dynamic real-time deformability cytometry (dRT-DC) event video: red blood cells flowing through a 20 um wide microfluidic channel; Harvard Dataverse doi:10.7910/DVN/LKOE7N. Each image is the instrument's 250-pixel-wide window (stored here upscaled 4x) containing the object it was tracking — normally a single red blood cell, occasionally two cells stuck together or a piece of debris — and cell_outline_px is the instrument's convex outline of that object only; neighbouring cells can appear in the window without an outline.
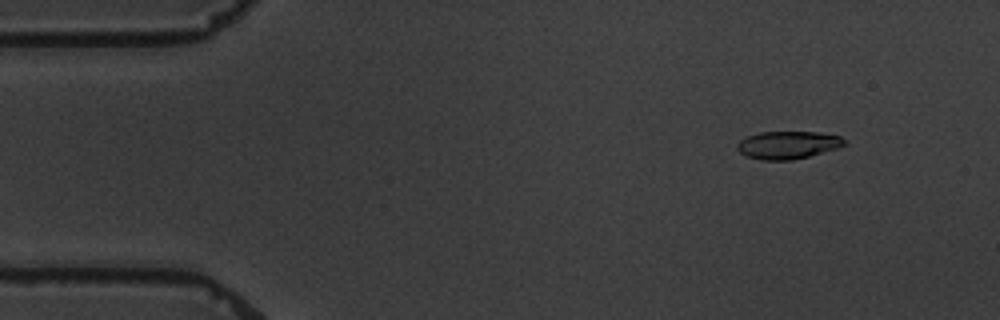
{"species": "common noctule bat (a hibernating species)", "species_latin": "Nyctalus noctula", "temperature_condition": "warm", "stored_images_in_passage": 6, "camera_frame_rate_fps": 3000, "um_per_image_px": 0.085, "animal": {"sex": "male", "body_mass_g": 19.5, "forearm_length_mm": 54.6}, "frame": {"image": 1, "passage_image": 2, "time_ms": 1.0, "image_size_px": [1000, 320], "cell_outline_px": [[848, 144], [840, 148], [792, 160], [760, 160], [748, 156], [740, 152], [736, 148], [736, 144], [740, 140], [748, 136], [760, 132], [820, 132], [840, 136], [848, 140]], "centroid_in_image_um": [67.03, 12.32], "position_along_channel_um": 18.0, "area_um2": 17.51}}
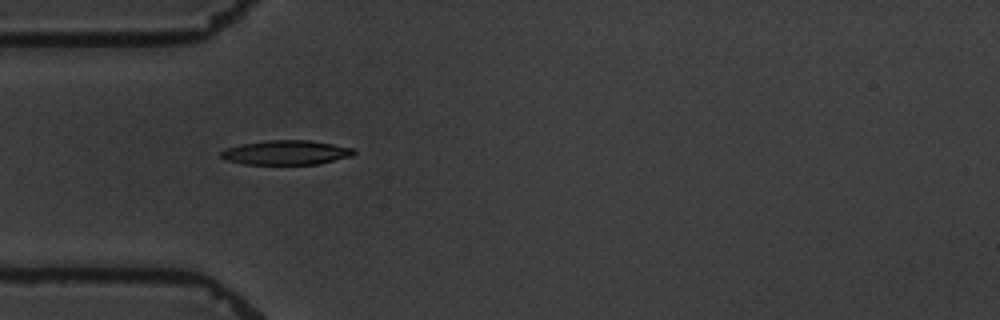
{"frame": {"image": 2, "passage_image": 5, "time_ms": 4.667, "image_size_px": [1000, 320], "cell_outline_px": [[356, 152], [352, 156], [320, 164], [244, 164], [228, 160], [220, 156], [220, 152], [224, 148], [240, 144], [264, 140], [308, 140], [332, 144], [352, 148]], "centroid_in_image_um": [24.3, 12.96], "position_along_channel_um": 60.7, "area_um2": 18.96}}
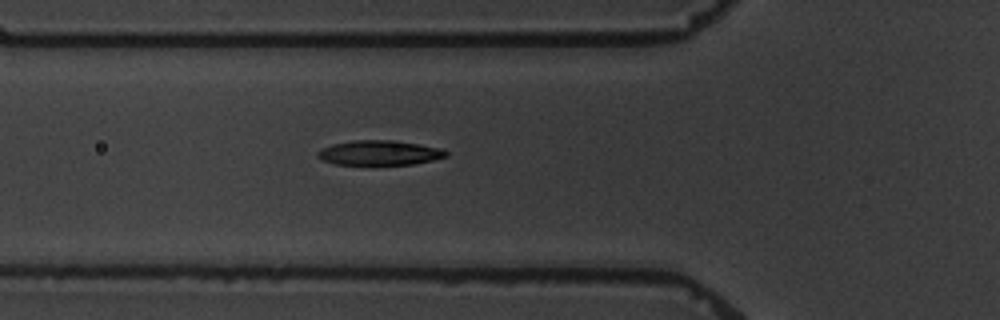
{"frame": {"image": 3, "passage_image": 6, "time_ms": 5.667, "image_size_px": [1000, 320], "cell_outline_px": [[448, 156], [432, 160], [412, 164], [332, 164], [320, 160], [316, 156], [316, 152], [332, 144], [352, 140], [396, 140], [444, 148], [448, 152]], "centroid_in_image_um": [32.26, 12.98], "position_along_channel_um": 93.5, "area_um2": 18.67}}